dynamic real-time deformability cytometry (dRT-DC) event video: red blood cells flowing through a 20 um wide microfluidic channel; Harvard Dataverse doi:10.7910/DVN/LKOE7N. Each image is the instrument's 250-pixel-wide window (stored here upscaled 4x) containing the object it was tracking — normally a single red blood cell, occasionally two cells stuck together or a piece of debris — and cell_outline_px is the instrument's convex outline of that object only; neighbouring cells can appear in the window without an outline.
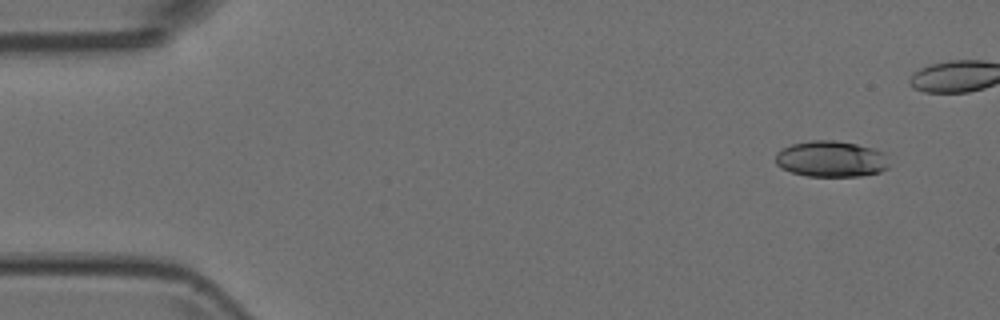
{"species": "Egyptian fruit bat (a non-hibernating species)", "species_latin": "Rousettus aegyptiacus", "temperature_condition": "room temperature", "stored_images_in_passage": 6, "camera_frame_rate_fps": 3000, "um_per_image_px": 0.085, "animal": {"sex": "female"}, "frame": {"image": 1, "passage_image": 1, "time_ms": 0.0, "image_size_px": [1000, 320], "cell_outline_px": [[888, 168], [880, 172], [860, 176], [808, 176], [792, 172], [780, 168], [776, 164], [776, 152], [780, 148], [792, 144], [808, 140], [836, 140], [876, 148], [884, 152], [888, 164]], "centroid_in_image_um": [70.63, 13.5], "position_along_channel_um": 14.4, "area_um2": 24.16}}